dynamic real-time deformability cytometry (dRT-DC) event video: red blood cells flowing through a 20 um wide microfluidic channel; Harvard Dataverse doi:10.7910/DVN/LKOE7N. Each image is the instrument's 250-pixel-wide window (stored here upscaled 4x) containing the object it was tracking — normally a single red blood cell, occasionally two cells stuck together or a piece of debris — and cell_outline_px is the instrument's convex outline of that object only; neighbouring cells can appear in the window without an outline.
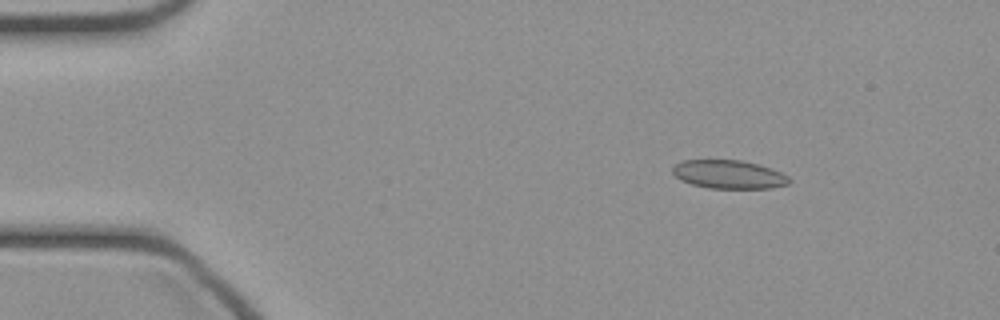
{"species": "common noctule bat (a hibernating species)", "species_latin": "Nyctalus noctula", "temperature_condition": "cold", "stored_images_in_passage": 47, "camera_frame_rate_fps": 3000, "um_per_image_px": 0.085, "animal": {"sex": "female", "body_mass_g": 21.9}, "frame": {"image": 1, "passage_image": 7, "time_ms": 2.0, "image_size_px": [1000, 320], "cell_outline_px": [[792, 180], [788, 184], [772, 188], [708, 188], [692, 184], [680, 180], [672, 172], [672, 168], [676, 164], [684, 160], [740, 160], [772, 168], [788, 176]], "centroid_in_image_um": [61.96, 14.83], "position_along_channel_um": 23.0, "area_um2": 19.31}}
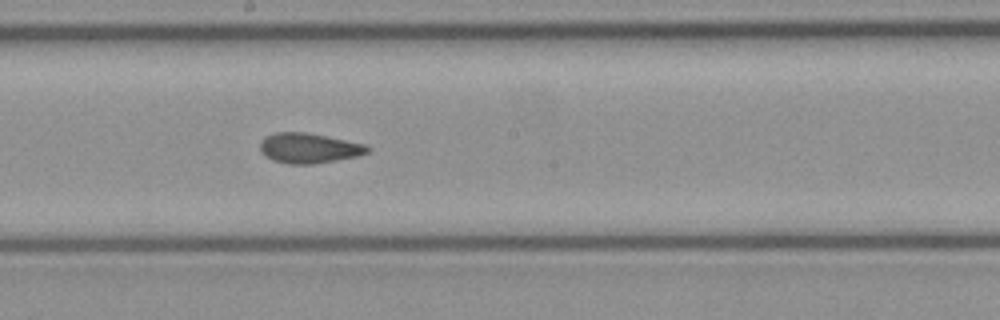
{"frame": {"image": 2, "passage_image": 26, "time_ms": 8.333, "image_size_px": [1000, 320], "cell_outline_px": [[372, 148], [368, 152], [360, 156], [312, 164], [288, 164], [272, 160], [260, 152], [260, 140], [264, 136], [276, 132], [304, 132], [368, 144]], "centroid_in_image_um": [26.26, 12.59], "position_along_channel_um": 221.9, "area_um2": 19.07}}
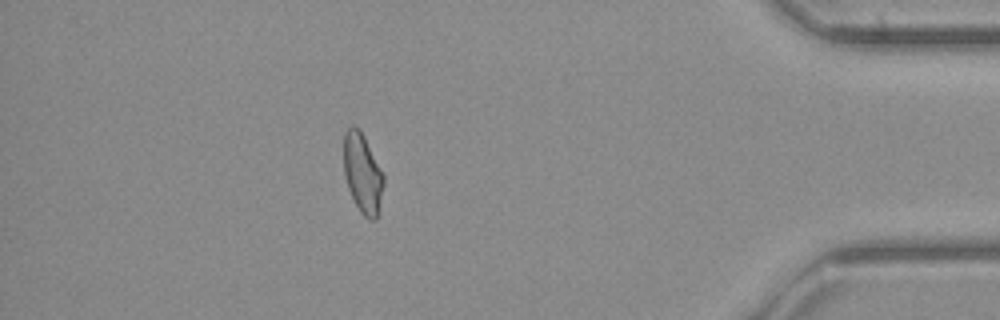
{"frame": {"image": 3, "passage_image": 42, "time_ms": 13.667, "image_size_px": [1000, 320], "cell_outline_px": [[384, 184], [376, 220], [368, 220], [360, 212], [348, 188], [344, 172], [344, 132], [352, 124], [360, 128], [384, 176]], "centroid_in_image_um": [30.81, 14.71], "position_along_channel_um": 404.4, "area_um2": 18.38}}